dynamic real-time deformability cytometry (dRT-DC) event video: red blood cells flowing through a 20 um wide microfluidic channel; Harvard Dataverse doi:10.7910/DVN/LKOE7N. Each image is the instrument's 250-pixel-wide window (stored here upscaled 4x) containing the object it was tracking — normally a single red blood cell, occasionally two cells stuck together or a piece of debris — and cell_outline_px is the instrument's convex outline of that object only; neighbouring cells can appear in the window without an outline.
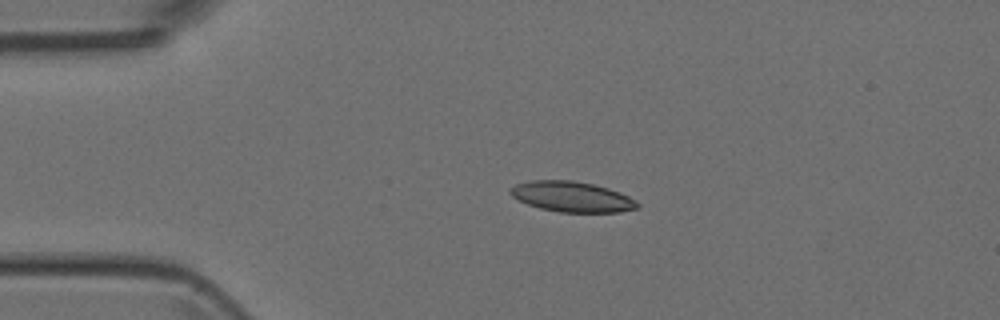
{"species": "Egyptian fruit bat (a non-hibernating species)", "species_latin": "Rousettus aegyptiacus", "temperature_condition": "room temperature", "stored_images_in_passage": 4, "camera_frame_rate_fps": 3000, "um_per_image_px": 0.085, "animal": {"sex": "female"}, "frame": {"image": 1, "passage_image": 3, "time_ms": 2.333, "image_size_px": [1000, 320], "cell_outline_px": [[640, 208], [620, 212], [560, 212], [540, 208], [528, 204], [512, 196], [508, 192], [508, 188], [516, 184], [532, 180], [572, 180], [592, 184], [608, 188], [620, 192], [636, 200], [640, 204]], "centroid_in_image_um": [48.63, 16.72], "position_along_channel_um": 36.4, "area_um2": 22.6}}